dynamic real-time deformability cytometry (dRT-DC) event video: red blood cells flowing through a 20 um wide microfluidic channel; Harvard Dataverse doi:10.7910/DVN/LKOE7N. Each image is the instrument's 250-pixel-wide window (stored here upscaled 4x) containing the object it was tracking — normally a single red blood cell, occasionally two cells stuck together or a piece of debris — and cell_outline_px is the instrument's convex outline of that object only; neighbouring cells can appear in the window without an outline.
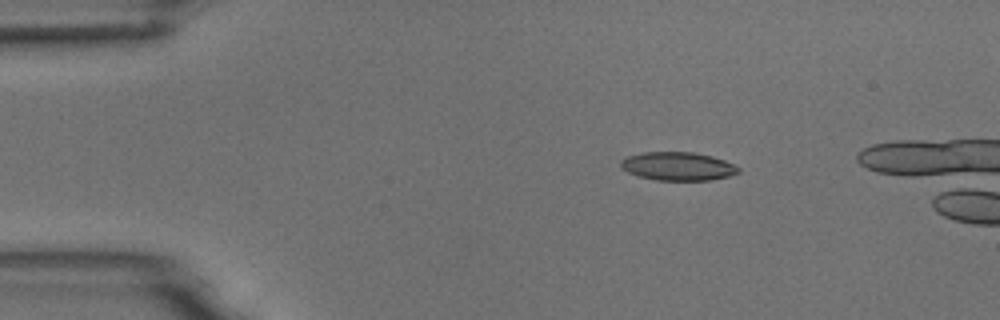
{"species": "common noctule bat (a hibernating species)", "species_latin": "Nyctalus noctula", "temperature_condition": "room temperature", "stored_images_in_passage": 5, "camera_frame_rate_fps": 3000, "um_per_image_px": 0.085, "animal": {"sex": "male", "body_mass_g": 18.8}, "frame": {"image": 1, "passage_image": 3, "time_ms": 2.333, "image_size_px": [1000, 320], "cell_outline_px": [[740, 172], [728, 176], [712, 180], [656, 180], [640, 176], [628, 172], [620, 168], [620, 160], [628, 156], [644, 152], [692, 152], [712, 156], [724, 160], [740, 168]], "centroid_in_image_um": [57.61, 14.13], "position_along_channel_um": 27.4, "area_um2": 19.42}}